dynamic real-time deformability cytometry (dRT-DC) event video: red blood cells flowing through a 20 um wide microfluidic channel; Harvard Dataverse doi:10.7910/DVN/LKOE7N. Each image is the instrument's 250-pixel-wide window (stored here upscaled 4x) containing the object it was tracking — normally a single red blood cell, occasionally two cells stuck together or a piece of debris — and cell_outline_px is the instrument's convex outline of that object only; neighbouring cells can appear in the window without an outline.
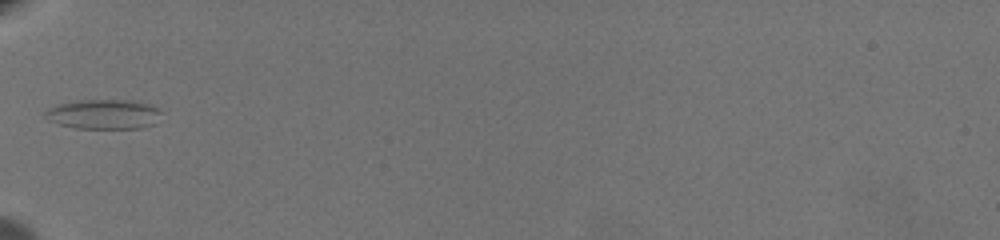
{"species": "common noctule bat (a hibernating species)", "species_latin": "Nyctalus noctula", "temperature_condition": "warm", "stored_images_in_passage": 38, "camera_frame_rate_fps": 3000, "um_per_image_px": 0.085, "animal": {"sex": "female", "body_mass_g": 19.5, "forearm_length_mm": 54.1}, "frame": {"image": 1, "passage_image": 1, "time_ms": 0.0, "image_size_px": [1000, 240], "cell_outline_px": [[164, 112], [156, 124], [140, 128], [76, 128], [60, 124], [48, 120], [44, 116], [44, 112], [48, 108], [60, 104], [80, 100], [124, 100], [148, 104], [160, 108]], "centroid_in_image_um": [8.87, 9.71], "position_along_channel_um": 76.1, "area_um2": 20.17}}
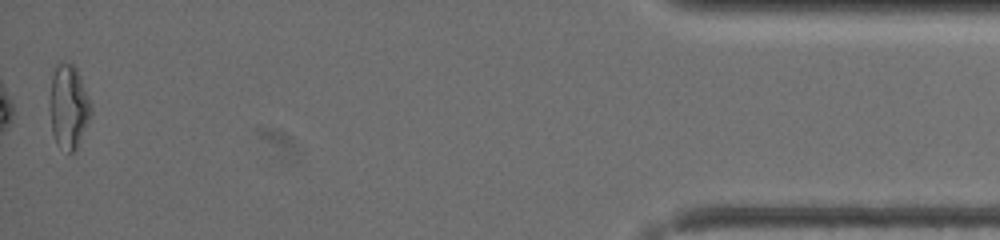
{"frame": {"image": 2, "passage_image": 38, "time_ms": 12.333, "image_size_px": [1000, 240], "cell_outline_px": [[92, 112], [76, 148], [72, 152], [68, 152], [56, 144], [52, 132], [48, 104], [52, 76], [56, 64], [60, 60], [72, 64], [76, 68], [80, 76], [92, 104]], "centroid_in_image_um": [5.8, 9.02], "position_along_channel_um": 429.4, "area_um2": 20.4}, "authors_computed_cell_mechanics": {"area_um2": 17.2822, "velocity_mm_per_s": 3.4615, "shape_relaxation_time_tau1_ms": null, "shape_relaxation_time_tau2_ms": 1.9522, "deformation_change_tau1": null, "deformation_change_tau2": 0.0976}}